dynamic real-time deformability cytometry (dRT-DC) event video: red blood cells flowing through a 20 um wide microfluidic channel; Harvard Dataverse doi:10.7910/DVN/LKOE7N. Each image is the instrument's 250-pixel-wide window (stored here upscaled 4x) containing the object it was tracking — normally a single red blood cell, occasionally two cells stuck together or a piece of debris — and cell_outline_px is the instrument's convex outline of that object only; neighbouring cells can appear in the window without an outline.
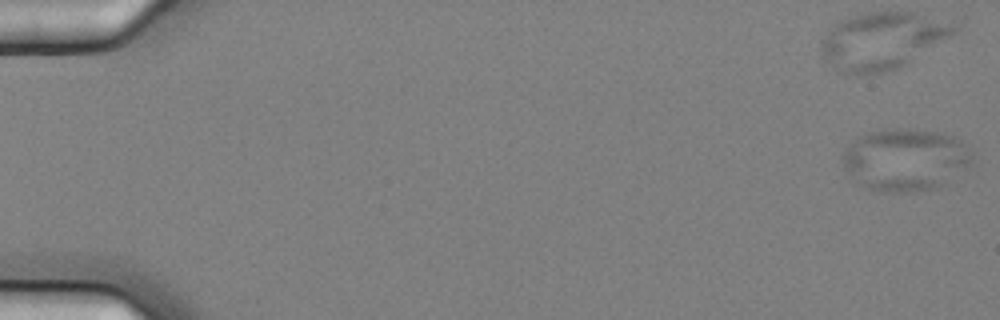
{"species": "common noctule bat (a hibernating species)", "species_latin": "Nyctalus noctula", "temperature_condition": "cold", "stored_images_in_passage": 21, "camera_frame_rate_fps": 3000, "um_per_image_px": 0.085, "animal": {"sex": "female", "body_mass_g": 25.1}, "frame": {"image": 1, "passage_image": 3, "time_ms": 0.667, "image_size_px": [1000, 320], "cell_outline_px": [[976, 164], [944, 184], [936, 188], [916, 192], [880, 192], [868, 188], [848, 180], [844, 168], [844, 152], [856, 140], [872, 132], [896, 128], [912, 128], [936, 132], [952, 136], [960, 140], [976, 156]], "centroid_in_image_um": [77.03, 13.61], "position_along_channel_um": 8.0, "area_um2": 47.63}}